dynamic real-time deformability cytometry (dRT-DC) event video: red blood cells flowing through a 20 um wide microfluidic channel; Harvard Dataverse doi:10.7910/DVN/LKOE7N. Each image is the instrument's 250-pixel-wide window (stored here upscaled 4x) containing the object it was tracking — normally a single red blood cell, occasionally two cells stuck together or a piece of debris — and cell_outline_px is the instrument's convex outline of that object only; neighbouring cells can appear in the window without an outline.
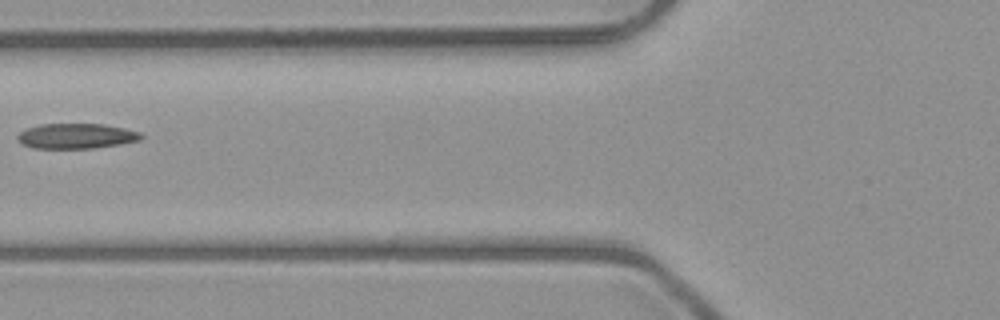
{"species": "common noctule bat (a hibernating species)", "species_latin": "Nyctalus noctula", "temperature_condition": "room temperature", "stored_images_in_passage": 7, "camera_frame_rate_fps": 3000, "um_per_image_px": 0.085, "animal": {"sex": "male", "body_mass_g": 23.1, "forearm_length_mm": 52.7}, "frame": {"image": 1, "passage_image": 7, "time_ms": 7.667, "image_size_px": [1000, 320], "cell_outline_px": [[144, 136], [140, 140], [120, 144], [92, 148], [32, 148], [20, 144], [16, 140], [16, 136], [24, 128], [40, 124], [104, 124], [124, 128], [140, 132]], "centroid_in_image_um": [6.43, 11.56], "position_along_channel_um": 119.4, "area_um2": 18.32}}